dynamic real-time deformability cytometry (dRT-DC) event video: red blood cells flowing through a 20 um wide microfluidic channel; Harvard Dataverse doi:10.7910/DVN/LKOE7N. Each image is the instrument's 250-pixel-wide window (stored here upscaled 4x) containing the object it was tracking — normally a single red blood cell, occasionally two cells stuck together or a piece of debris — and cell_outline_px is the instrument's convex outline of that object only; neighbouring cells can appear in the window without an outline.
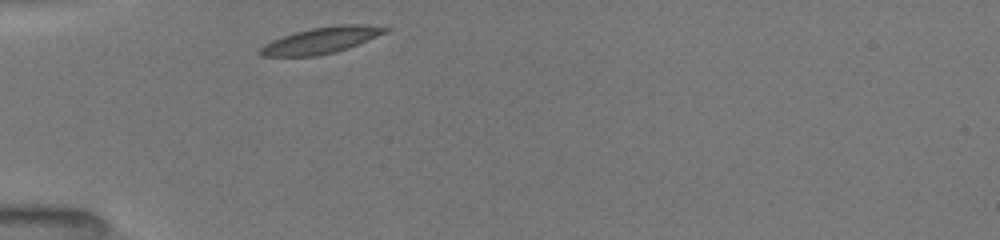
{"species": "common noctule bat (a hibernating species)", "species_latin": "Nyctalus noctula", "temperature_condition": "room temperature", "stored_images_in_passage": 43, "camera_frame_rate_fps": 3000, "um_per_image_px": 0.085, "animal": {"sex": "female", "body_mass_g": 19.5, "forearm_length_mm": 54.1}, "frame": {"image": 1, "passage_image": 1, "time_ms": 0.0, "image_size_px": [1000, 240], "cell_outline_px": [[392, 28], [388, 32], [348, 48], [336, 52], [316, 56], [260, 56], [256, 52], [264, 44], [272, 40], [296, 32], [312, 28], [336, 24], [364, 24]], "centroid_in_image_um": [27.32, 3.42], "position_along_channel_um": 57.7, "area_um2": 19.25}}
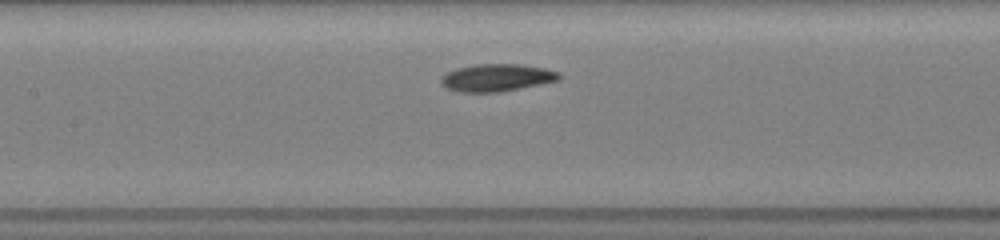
{"frame": {"image": 2, "passage_image": 17, "time_ms": 3.0, "image_size_px": [1000, 240], "cell_outline_px": [[564, 76], [560, 80], [500, 92], [456, 92], [440, 84], [440, 76], [444, 72], [456, 68], [472, 64], [520, 64], [544, 68], [560, 72]], "centroid_in_image_um": [42.2, 6.59], "position_along_channel_um": 165.2, "area_um2": 19.25}}
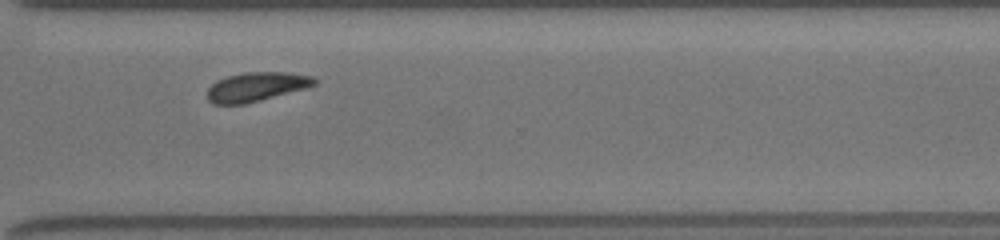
{"frame": {"image": 3, "passage_image": 42, "time_ms": 7.667, "image_size_px": [1000, 240], "cell_outline_px": [[316, 84], [304, 88], [244, 104], [212, 104], [208, 100], [208, 88], [216, 80], [228, 76], [244, 72], [288, 72], [312, 76], [316, 80]], "centroid_in_image_um": [21.75, 7.36], "position_along_channel_um": 348.8, "area_um2": 17.92}}